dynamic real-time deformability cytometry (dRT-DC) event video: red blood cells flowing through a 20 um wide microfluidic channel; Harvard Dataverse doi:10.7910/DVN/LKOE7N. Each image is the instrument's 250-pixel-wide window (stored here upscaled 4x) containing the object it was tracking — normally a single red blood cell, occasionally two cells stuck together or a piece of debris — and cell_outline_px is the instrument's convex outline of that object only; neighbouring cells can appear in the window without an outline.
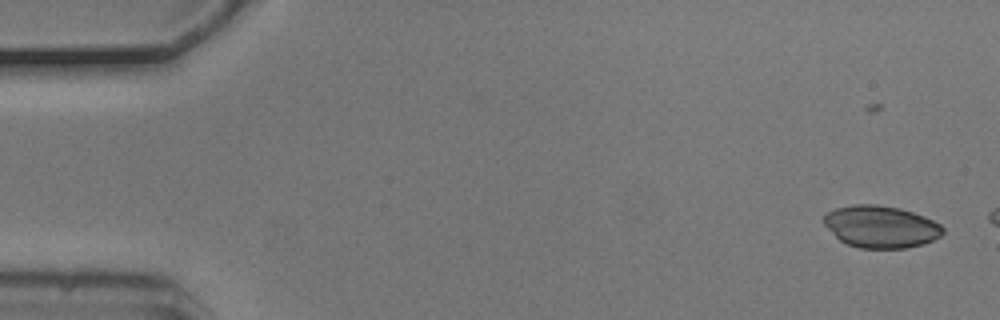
{"species": "common noctule bat (a hibernating species)", "species_latin": "Nyctalus noctula", "temperature_condition": "cold", "stored_images_in_passage": 3, "camera_frame_rate_fps": 3000, "um_per_image_px": 0.085, "animal": {"sex": "male", "body_mass_g": 20.5, "forearm_length_mm": 52.5}, "frame": {"image": 1, "passage_image": 1, "time_ms": 0.0, "image_size_px": [1000, 320], "cell_outline_px": [[944, 232], [940, 236], [932, 240], [920, 244], [904, 248], [860, 248], [848, 244], [840, 240], [824, 224], [824, 216], [828, 212], [836, 208], [856, 204], [876, 204], [900, 208], [924, 216], [940, 224], [944, 228]], "centroid_in_image_um": [74.88, 19.26], "position_along_channel_um": 10.1, "area_um2": 28.9}}